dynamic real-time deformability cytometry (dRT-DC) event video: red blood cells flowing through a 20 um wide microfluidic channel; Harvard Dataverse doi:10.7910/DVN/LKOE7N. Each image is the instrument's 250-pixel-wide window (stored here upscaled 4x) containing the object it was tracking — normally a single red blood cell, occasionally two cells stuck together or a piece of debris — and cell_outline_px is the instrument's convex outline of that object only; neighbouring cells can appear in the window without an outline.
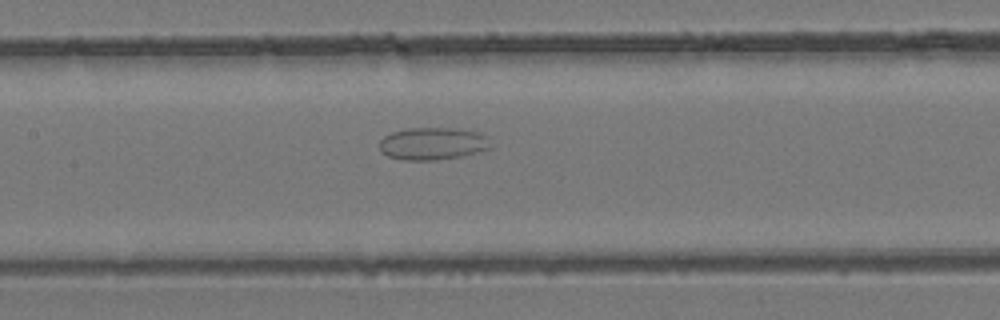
{"species": "common noctule bat (a hibernating species)", "species_latin": "Nyctalus noctula", "temperature_condition": "room temperature", "stored_images_in_passage": 32, "camera_frame_rate_fps": 3000, "um_per_image_px": 0.085, "animal": {"sex": "female", "body_mass_g": 24.6, "forearm_length_mm": 56.2}, "frame": {"image": 1, "passage_image": 8, "time_ms": 2.333, "image_size_px": [1000, 320], "cell_outline_px": [[492, 148], [464, 156], [436, 160], [404, 160], [388, 156], [380, 152], [380, 140], [384, 136], [392, 132], [408, 128], [460, 128], [476, 132], [488, 136]], "centroid_in_image_um": [36.8, 12.21], "position_along_channel_um": 170.6, "area_um2": 21.27}}
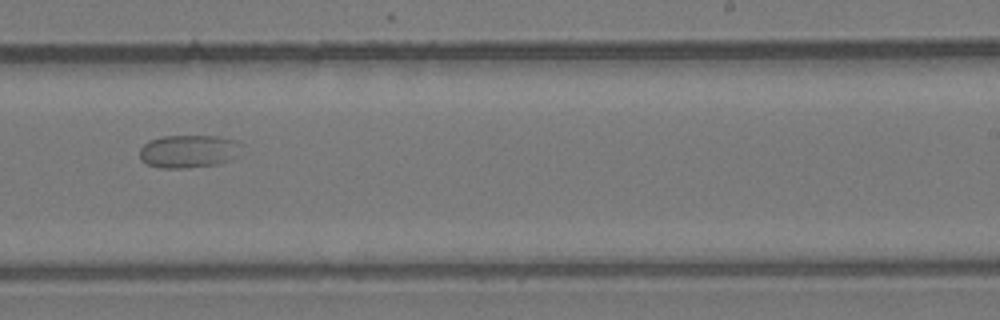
{"frame": {"image": 2, "passage_image": 15, "time_ms": 4.667, "image_size_px": [1000, 320], "cell_outline_px": [[240, 144], [236, 156], [228, 160], [216, 164], [188, 168], [160, 168], [148, 164], [140, 160], [140, 148], [148, 140], [164, 136], [216, 136], [236, 140]], "centroid_in_image_um": [15.97, 12.86], "position_along_channel_um": 273.0, "area_um2": 19.42}}
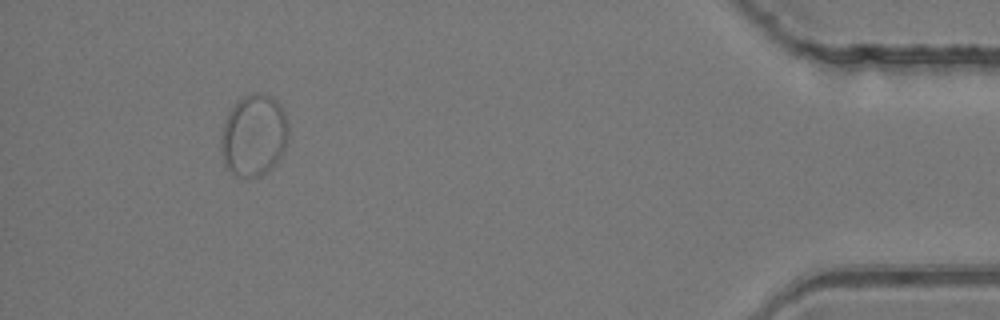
{"frame": {"image": 3, "passage_image": 29, "time_ms": 9.333, "image_size_px": [1000, 320], "cell_outline_px": [[288, 140], [284, 152], [276, 164], [268, 172], [260, 176], [236, 176], [224, 164], [220, 148], [220, 140], [224, 124], [228, 112], [244, 96], [252, 92], [260, 92], [272, 96], [280, 104], [288, 120]], "centroid_in_image_um": [21.6, 11.5], "position_along_channel_um": 413.6, "area_um2": 32.48}}